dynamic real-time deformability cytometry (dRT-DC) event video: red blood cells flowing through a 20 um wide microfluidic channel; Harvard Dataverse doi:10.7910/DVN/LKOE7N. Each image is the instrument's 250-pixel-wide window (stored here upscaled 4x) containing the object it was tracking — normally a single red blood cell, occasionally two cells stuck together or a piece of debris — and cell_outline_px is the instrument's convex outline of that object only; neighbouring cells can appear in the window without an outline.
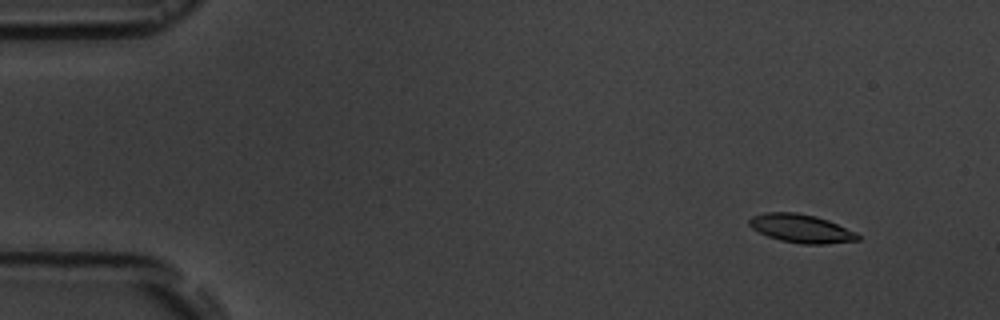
{"species": "common noctule bat (a hibernating species)", "species_latin": "Nyctalus noctula", "temperature_condition": "room temperature", "stored_images_in_passage": 5, "camera_frame_rate_fps": 3000, "um_per_image_px": 0.085, "animal": {"sex": "male", "body_mass_g": 19.5, "forearm_length_mm": 54.6}, "frame": {"image": 1, "passage_image": 2, "time_ms": 1.333, "image_size_px": [1000, 320], "cell_outline_px": [[860, 240], [824, 244], [804, 244], [780, 240], [768, 236], [752, 228], [748, 224], [748, 220], [752, 216], [764, 212], [796, 212], [816, 216], [828, 220], [856, 232], [860, 236]], "centroid_in_image_um": [68.09, 19.41], "position_along_channel_um": 16.9, "area_um2": 17.98}}
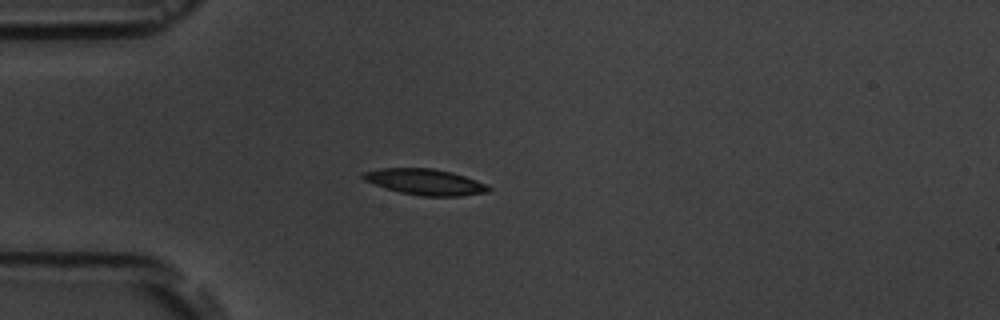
{"frame": {"image": 2, "passage_image": 5, "time_ms": 4.667, "image_size_px": [1000, 320], "cell_outline_px": [[492, 188], [488, 192], [460, 196], [420, 196], [400, 192], [364, 180], [360, 176], [364, 172], [380, 168], [432, 168], [452, 172], [488, 184]], "centroid_in_image_um": [36.17, 15.46], "position_along_channel_um": 48.8, "area_um2": 18.9}}